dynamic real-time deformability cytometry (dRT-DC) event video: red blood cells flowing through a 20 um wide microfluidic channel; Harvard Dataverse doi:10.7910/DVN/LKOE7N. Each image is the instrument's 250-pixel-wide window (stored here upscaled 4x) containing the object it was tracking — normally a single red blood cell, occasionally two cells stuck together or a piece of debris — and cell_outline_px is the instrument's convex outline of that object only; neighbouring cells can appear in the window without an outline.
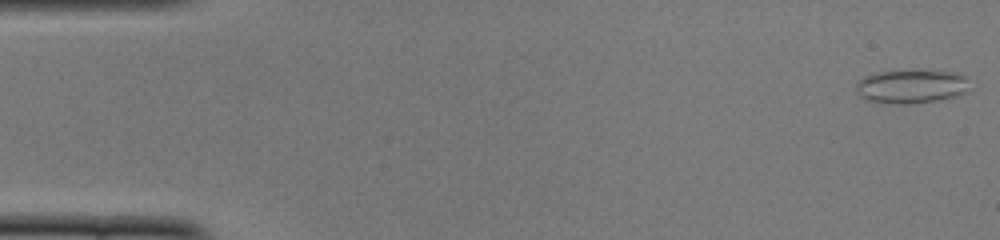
{"species": "common noctule bat (a hibernating species)", "species_latin": "Nyctalus noctula", "temperature_condition": "cold", "stored_images_in_passage": 51, "camera_frame_rate_fps": 3000, "um_per_image_px": 0.085, "animal": {"sex": "female", "body_mass_g": 22.0, "forearm_length_mm": 56.7}, "frame": {"image": 1, "passage_image": 1, "time_ms": 0.0, "image_size_px": [1000, 240], "cell_outline_px": [[968, 88], [964, 92], [956, 96], [940, 100], [912, 104], [900, 104], [868, 100], [860, 96], [856, 92], [856, 80], [864, 76], [880, 72], [956, 72], [964, 76]], "centroid_in_image_um": [77.41, 7.38], "position_along_channel_um": 7.6, "area_um2": 21.73}}
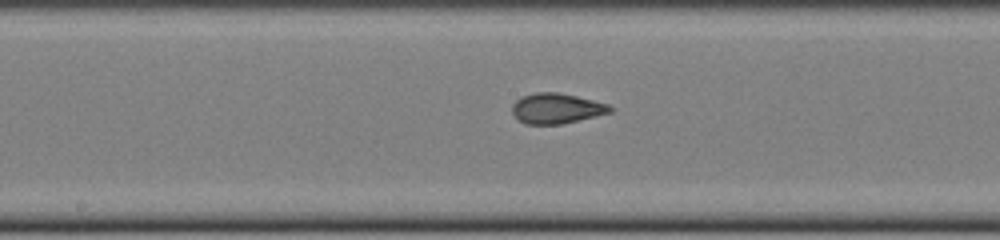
{"frame": {"image": 2, "passage_image": 26, "time_ms": 8.333, "image_size_px": [1000, 240], "cell_outline_px": [[612, 112], [560, 124], [524, 124], [512, 112], [512, 104], [516, 100], [524, 96], [536, 92], [556, 92], [576, 96], [608, 104], [612, 108]], "centroid_in_image_um": [47.28, 9.21], "position_along_channel_um": 200.9, "area_um2": 16.99}}
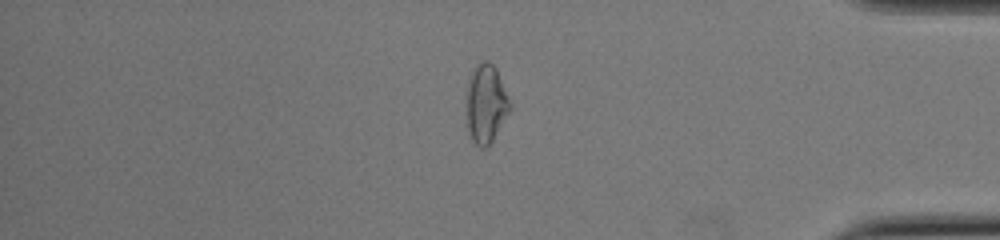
{"frame": {"image": 3, "passage_image": 43, "time_ms": 14.0, "image_size_px": [1000, 240], "cell_outline_px": [[512, 104], [508, 112], [492, 140], [484, 148], [480, 148], [472, 140], [468, 132], [468, 84], [472, 72], [476, 64], [484, 60], [488, 60], [496, 68]], "centroid_in_image_um": [41.32, 8.79], "position_along_channel_um": 393.9, "area_um2": 19.36}}